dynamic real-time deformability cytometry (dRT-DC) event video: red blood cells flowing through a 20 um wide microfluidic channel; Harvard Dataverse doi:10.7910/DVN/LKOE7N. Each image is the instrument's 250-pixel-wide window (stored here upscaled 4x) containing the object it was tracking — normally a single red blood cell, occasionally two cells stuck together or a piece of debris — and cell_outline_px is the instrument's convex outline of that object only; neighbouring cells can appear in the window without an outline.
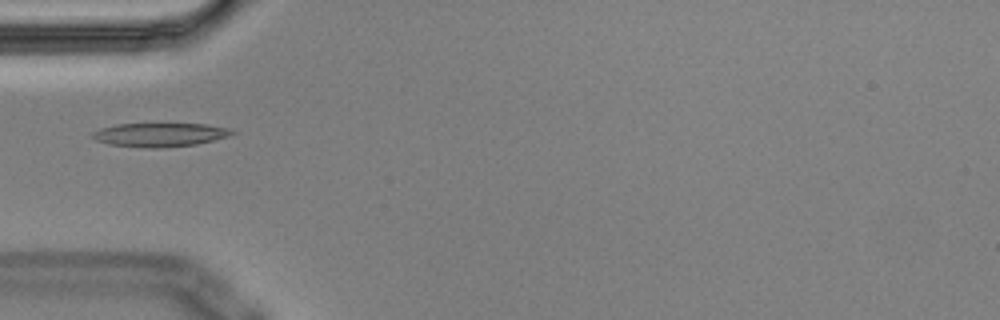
{"species": "Egyptian fruit bat (a non-hibernating species)", "species_latin": "Rousettus aegyptiacus", "temperature_condition": "cold", "stored_images_in_passage": 2, "camera_frame_rate_fps": 3000, "um_per_image_px": 0.085, "animal": {"sex": "male"}, "frame": {"image": 1, "passage_image": 1, "time_ms": 0.0, "image_size_px": [1000, 320], "cell_outline_px": [[236, 132], [228, 136], [196, 144], [156, 148], [144, 148], [108, 144], [96, 140], [92, 136], [92, 132], [100, 128], [116, 124], [208, 124], [232, 128]], "centroid_in_image_um": [13.59, 11.45], "position_along_channel_um": 71.4, "area_um2": 19.31}}